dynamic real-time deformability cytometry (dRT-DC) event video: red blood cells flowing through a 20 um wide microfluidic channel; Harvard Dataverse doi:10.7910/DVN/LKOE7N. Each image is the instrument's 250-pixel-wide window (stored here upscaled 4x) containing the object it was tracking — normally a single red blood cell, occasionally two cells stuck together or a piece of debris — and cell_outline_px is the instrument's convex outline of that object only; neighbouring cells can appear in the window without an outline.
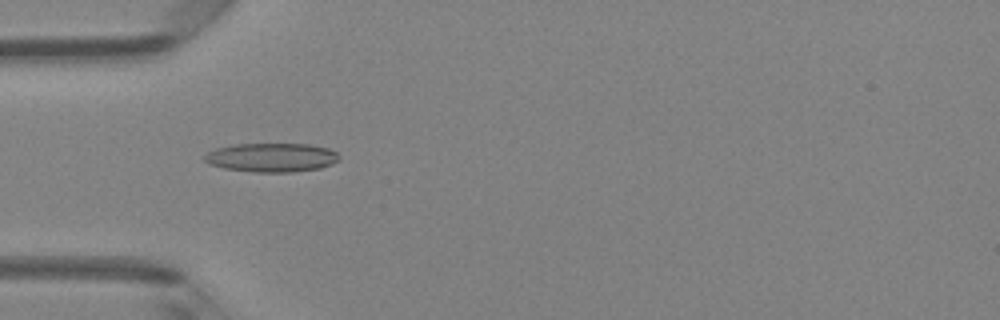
{"species": "Egyptian fruit bat (a non-hibernating species)", "species_latin": "Rousettus aegyptiacus", "temperature_condition": "room temperature", "stored_images_in_passage": 5, "camera_frame_rate_fps": 3000, "um_per_image_px": 0.085, "animal": {"sex": "female"}, "frame": {"image": 1, "passage_image": 3, "time_ms": 0.667, "image_size_px": [1000, 320], "cell_outline_px": [[340, 160], [332, 164], [320, 168], [292, 172], [256, 172], [224, 168], [208, 164], [204, 160], [204, 156], [208, 152], [216, 148], [232, 144], [308, 144], [328, 148], [336, 152], [340, 156]], "centroid_in_image_um": [23.09, 13.38], "position_along_channel_um": 61.9, "area_um2": 22.77}}
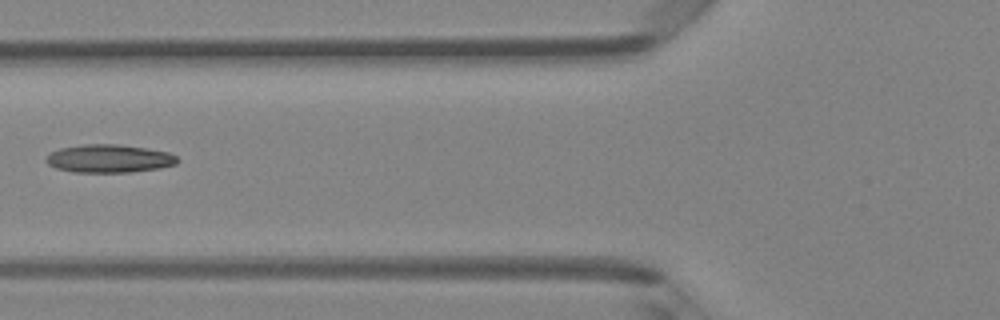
{"frame": {"image": 2, "passage_image": 4, "time_ms": 1.0, "image_size_px": [1000, 320], "cell_outline_px": [[180, 160], [176, 164], [160, 168], [132, 172], [72, 172], [56, 168], [48, 164], [44, 160], [52, 152], [60, 148], [84, 144], [120, 144], [168, 152], [176, 156]], "centroid_in_image_um": [9.28, 13.48], "position_along_channel_um": 116.5, "area_um2": 21.5}}
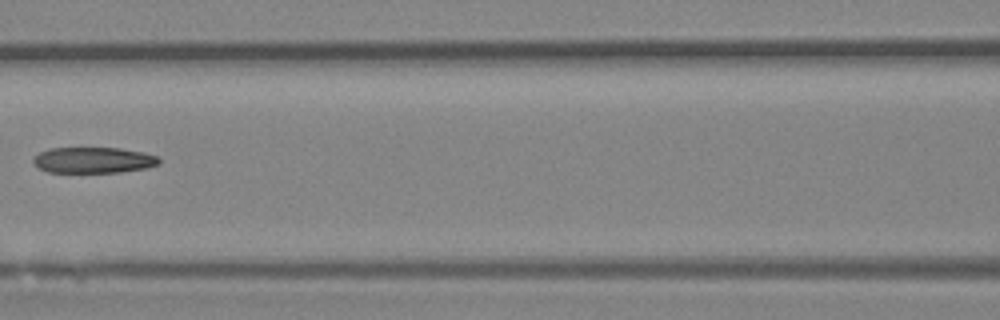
{"frame": {"image": 3, "passage_image": 5, "time_ms": 1.333, "image_size_px": [1000, 320], "cell_outline_px": [[160, 164], [148, 168], [120, 172], [48, 172], [40, 168], [32, 160], [40, 152], [48, 148], [120, 148], [144, 152], [156, 156], [160, 160]], "centroid_in_image_um": [7.98, 13.61], "position_along_channel_um": 158.6, "area_um2": 18.96}}